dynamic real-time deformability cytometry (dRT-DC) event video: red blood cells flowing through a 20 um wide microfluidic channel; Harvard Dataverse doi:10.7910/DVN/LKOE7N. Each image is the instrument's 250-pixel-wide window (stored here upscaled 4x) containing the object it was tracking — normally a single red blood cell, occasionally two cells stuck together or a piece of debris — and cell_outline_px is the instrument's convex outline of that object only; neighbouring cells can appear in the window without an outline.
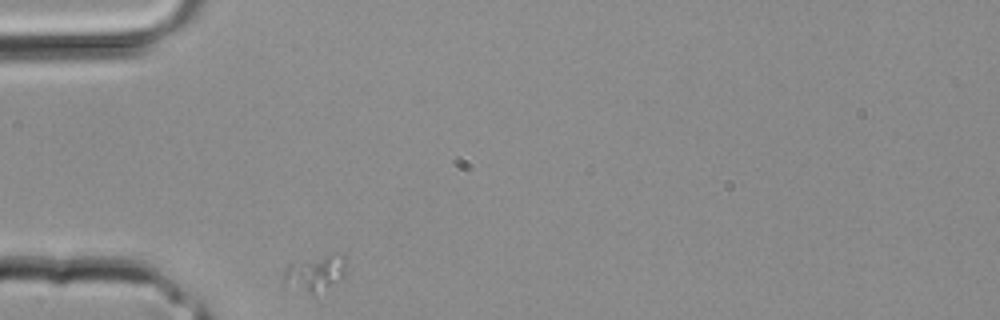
{"species": "common noctule bat (a hibernating species)", "species_latin": "Nyctalus noctula", "temperature_condition": "room temperature", "stored_images_in_passage": 1, "camera_frame_rate_fps": 3000, "um_per_image_px": 0.085, "animal": {"sex": "male", "body_mass_g": 20.4}, "frame": {"image": 1, "passage_image": 1, "time_ms": 0.0, "image_size_px": [1000, 320], "cell_outline_px": [[344, 276], [312, 292], [308, 292], [284, 284], [284, 268], [288, 264], [336, 252], [344, 256]], "centroid_in_image_um": [26.75, 23.13], "position_along_channel_um": 58.3, "area_um2": 12.2}}